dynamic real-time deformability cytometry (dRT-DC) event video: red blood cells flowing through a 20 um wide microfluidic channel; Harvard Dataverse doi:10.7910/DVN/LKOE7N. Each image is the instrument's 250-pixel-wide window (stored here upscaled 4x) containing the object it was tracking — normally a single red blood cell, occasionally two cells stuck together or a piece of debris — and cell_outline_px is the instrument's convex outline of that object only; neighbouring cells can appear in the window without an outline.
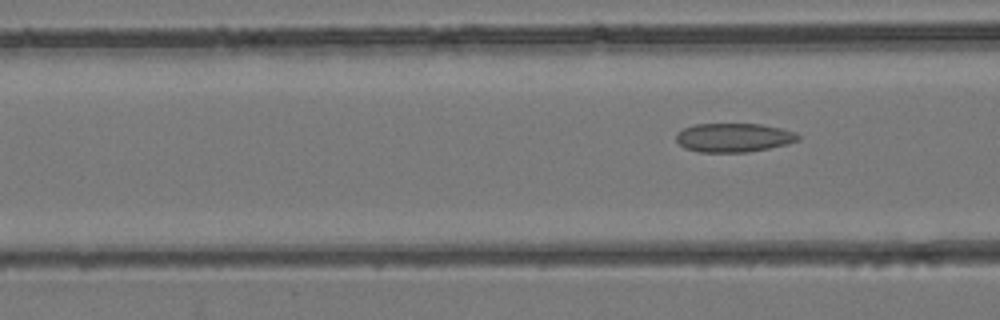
{"species": "common noctule bat (a hibernating species)", "species_latin": "Nyctalus noctula", "temperature_condition": "room temperature", "stored_images_in_passage": 4, "camera_frame_rate_fps": 3000, "um_per_image_px": 0.085, "animal": {"sex": "female", "body_mass_g": 24.6, "forearm_length_mm": 56.2}, "frame": {"image": 1, "passage_image": 4, "time_ms": 1.0, "image_size_px": [1000, 320], "cell_outline_px": [[800, 140], [788, 144], [748, 152], [700, 152], [684, 148], [676, 140], [676, 132], [684, 128], [696, 124], [760, 124], [780, 128], [796, 132], [800, 136]], "centroid_in_image_um": [62.37, 11.69], "position_along_channel_um": 104.2, "area_um2": 20.58}}